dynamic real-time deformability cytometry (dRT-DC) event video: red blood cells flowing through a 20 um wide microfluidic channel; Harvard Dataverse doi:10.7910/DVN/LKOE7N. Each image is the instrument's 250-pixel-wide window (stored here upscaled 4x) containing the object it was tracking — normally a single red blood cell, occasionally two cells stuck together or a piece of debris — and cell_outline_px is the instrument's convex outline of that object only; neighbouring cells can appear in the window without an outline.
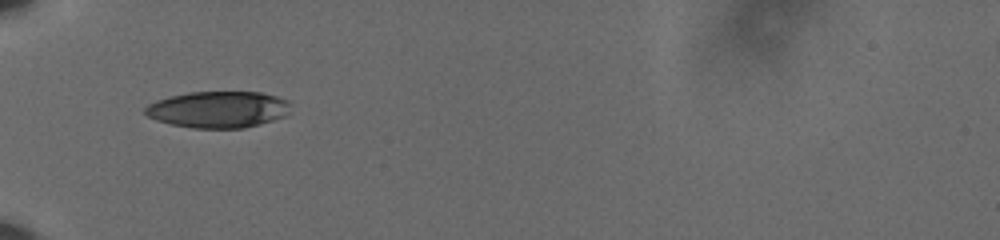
{"species": "human", "species_latin": "Homo sapiens", "temperature_condition": "cold", "stored_images_in_passage": 38, "camera_frame_rate_fps": 3000, "um_per_image_px": 0.085, "donor": {"sex": "male"}, "frame": {"image": 1, "passage_image": 1, "time_ms": 0.0, "image_size_px": [1000, 240], "cell_outline_px": [[288, 104], [284, 116], [260, 124], [244, 128], [192, 128], [172, 124], [156, 120], [148, 116], [144, 112], [144, 108], [148, 104], [156, 100], [188, 92], [260, 92], [276, 96], [288, 100]], "centroid_in_image_um": [18.5, 9.3], "position_along_channel_um": 66.5, "area_um2": 30.69}}
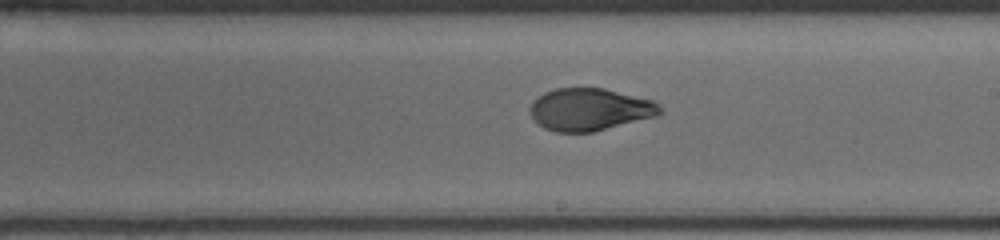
{"frame": {"image": 2, "passage_image": 16, "time_ms": 5.0, "image_size_px": [1000, 240], "cell_outline_px": [[664, 112], [656, 116], [592, 132], [556, 132], [544, 128], [528, 112], [528, 108], [532, 100], [544, 92], [556, 88], [604, 88], [652, 100], [660, 104], [664, 108]], "centroid_in_image_um": [50.13, 9.29], "position_along_channel_um": 238.9, "area_um2": 32.19}}
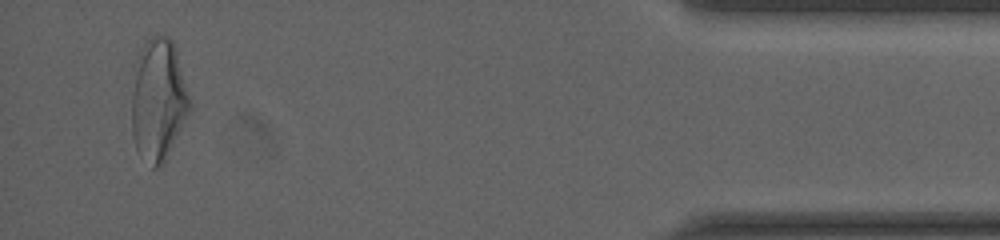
{"frame": {"image": 3, "passage_image": 36, "time_ms": 11.667, "image_size_px": [1000, 240], "cell_outline_px": [[192, 108], [164, 164], [156, 168], [152, 168], [136, 148], [132, 136], [132, 96], [136, 60], [140, 48], [152, 36], [168, 36], [172, 40], [176, 52], [192, 104]], "centroid_in_image_um": [13.47, 8.52], "position_along_channel_um": 421.7, "area_um2": 41.27}, "authors_computed_cell_mechanics": {"area_um2": 32.8304, "velocity_mm_per_s": 3.6095, "shape_relaxation_time_tau1_ms": 5.977, "shape_relaxation_time_tau2_ms": 1.4274, "deformation_change_tau1": 0.1926, "deformation_change_tau2": 0.0593}}